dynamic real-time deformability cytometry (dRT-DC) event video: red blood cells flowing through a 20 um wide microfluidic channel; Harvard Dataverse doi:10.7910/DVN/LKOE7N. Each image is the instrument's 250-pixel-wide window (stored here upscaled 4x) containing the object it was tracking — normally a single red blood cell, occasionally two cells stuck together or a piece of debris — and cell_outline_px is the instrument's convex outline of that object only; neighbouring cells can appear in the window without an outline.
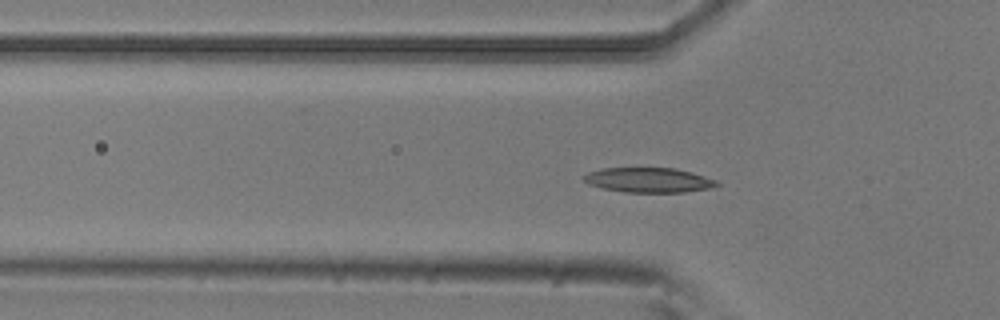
{"species": "common noctule bat (a hibernating species)", "species_latin": "Nyctalus noctula", "temperature_condition": "room temperature", "stored_images_in_passage": 54, "camera_frame_rate_fps": 3000, "um_per_image_px": 0.085, "animal": {"sex": "male", "body_mass_g": 20.5, "forearm_length_mm": 52.5}, "frame": {"image": 1, "passage_image": 17, "time_ms": 5.333, "image_size_px": [1000, 320], "cell_outline_px": [[720, 184], [712, 188], [684, 192], [624, 192], [604, 188], [588, 184], [584, 180], [584, 176], [588, 172], [604, 168], [672, 168], [692, 172], [716, 180]], "centroid_in_image_um": [55.16, 15.3], "position_along_channel_um": 70.6, "area_um2": 19.07}}
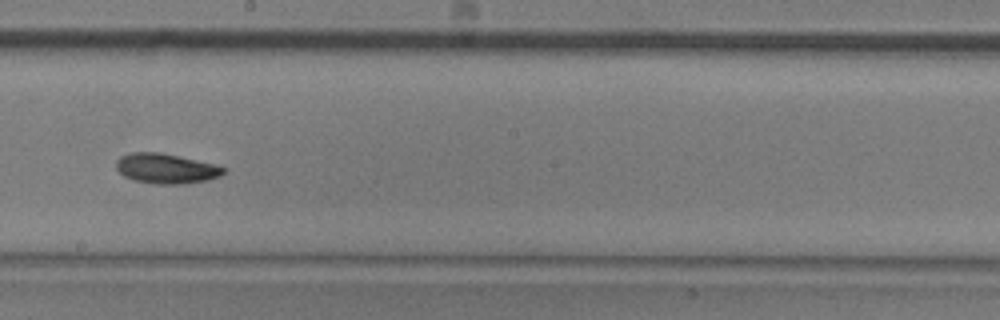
{"frame": {"image": 2, "passage_image": 30, "time_ms": 9.667, "image_size_px": [1000, 320], "cell_outline_px": [[228, 168], [220, 176], [208, 180], [184, 184], [152, 184], [132, 180], [124, 176], [116, 168], [116, 160], [120, 156], [132, 152], [160, 152], [212, 164]], "centroid_in_image_um": [14.08, 14.34], "position_along_channel_um": 234.1, "area_um2": 18.79}}
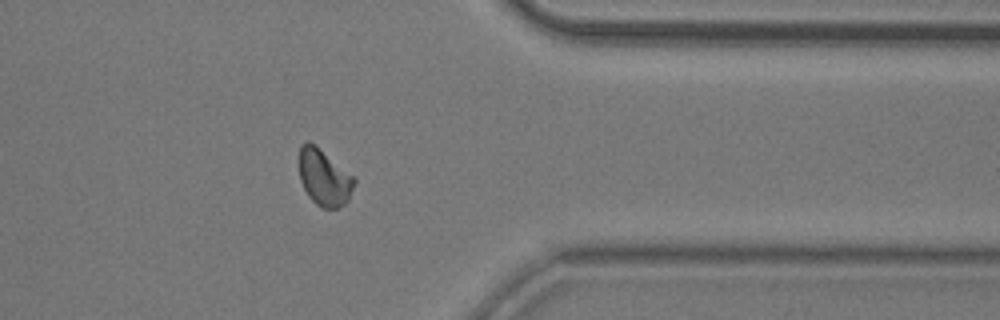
{"frame": {"image": 3, "passage_image": 43, "time_ms": 14.0, "image_size_px": [1000, 320], "cell_outline_px": [[356, 180], [348, 200], [344, 204], [336, 208], [320, 208], [308, 196], [300, 180], [300, 144], [304, 140], [308, 140], [316, 144], [352, 176]], "centroid_in_image_um": [27.53, 15.07], "position_along_channel_um": 383.9, "area_um2": 18.03}, "authors_computed_cell_mechanics": {"area_um2": 18.1781, "velocity_mm_per_s": 3.7445, "shape_relaxation_time_tau1_ms": 2.954, "shape_relaxation_time_tau2_ms": 6.7292, "deformation_change_tau1": 0.1021, "deformation_change_tau2": 0.0972}}